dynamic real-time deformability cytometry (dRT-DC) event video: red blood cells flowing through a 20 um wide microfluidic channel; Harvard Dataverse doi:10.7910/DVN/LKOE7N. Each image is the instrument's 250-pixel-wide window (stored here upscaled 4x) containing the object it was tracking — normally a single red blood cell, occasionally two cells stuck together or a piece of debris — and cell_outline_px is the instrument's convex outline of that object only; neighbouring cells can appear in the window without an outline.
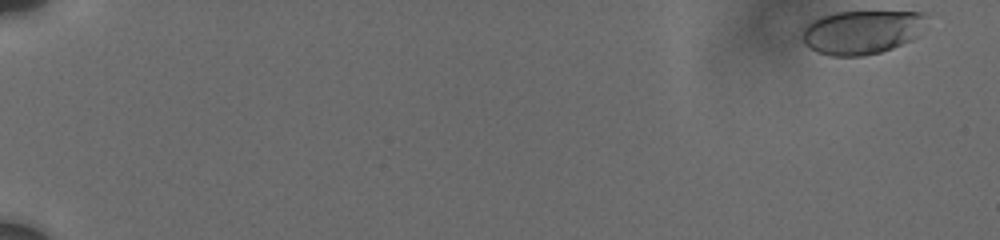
{"species": "human", "species_latin": "Homo sapiens", "temperature_condition": "cold", "stored_images_in_passage": 77, "camera_frame_rate_fps": 3000, "um_per_image_px": 0.085, "donor": {"sex": "male"}, "frame": {"image": 1, "passage_image": 1, "time_ms": 0.0, "image_size_px": [1000, 240], "cell_outline_px": [[924, 16], [912, 40], [892, 48], [880, 52], [864, 56], [832, 56], [816, 52], [804, 44], [800, 40], [800, 36], [804, 24], [820, 16], [836, 12], [924, 12]], "centroid_in_image_um": [73.09, 2.74], "position_along_channel_um": 11.9, "area_um2": 31.5}}
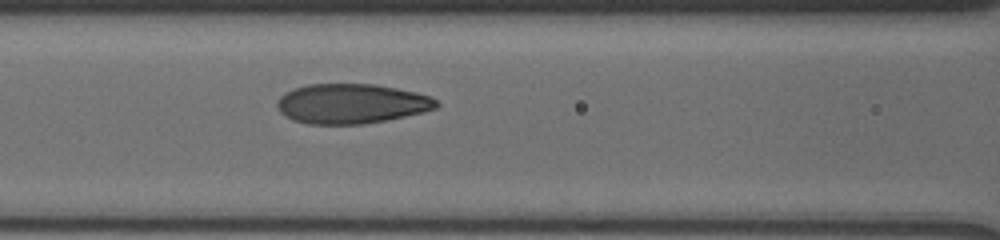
{"frame": {"image": 2, "passage_image": 64, "time_ms": 8.667, "image_size_px": [1000, 240], "cell_outline_px": [[440, 104], [436, 108], [424, 112], [364, 124], [308, 124], [292, 120], [284, 116], [280, 112], [276, 104], [280, 96], [296, 88], [308, 84], [376, 84], [416, 92], [432, 96]], "centroid_in_image_um": [29.88, 8.81], "position_along_channel_um": 136.7, "area_um2": 36.93}}
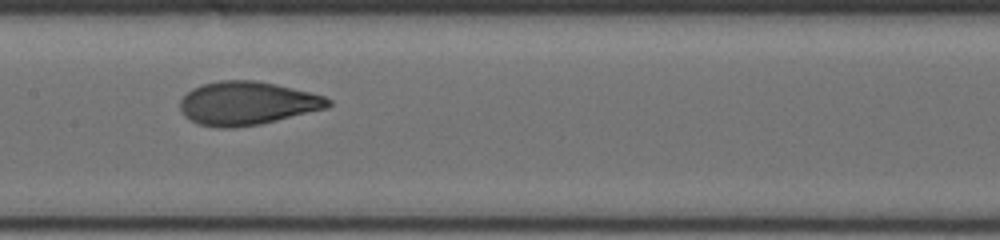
{"frame": {"image": 3, "passage_image": 76, "time_ms": 10.0, "image_size_px": [1000, 240], "cell_outline_px": [[332, 104], [328, 108], [260, 124], [232, 128], [216, 128], [200, 124], [184, 116], [180, 108], [180, 100], [192, 88], [204, 84], [220, 80], [256, 80], [276, 84], [324, 96], [332, 100]], "centroid_in_image_um": [21.01, 8.78], "position_along_channel_um": 186.4, "area_um2": 37.4}}